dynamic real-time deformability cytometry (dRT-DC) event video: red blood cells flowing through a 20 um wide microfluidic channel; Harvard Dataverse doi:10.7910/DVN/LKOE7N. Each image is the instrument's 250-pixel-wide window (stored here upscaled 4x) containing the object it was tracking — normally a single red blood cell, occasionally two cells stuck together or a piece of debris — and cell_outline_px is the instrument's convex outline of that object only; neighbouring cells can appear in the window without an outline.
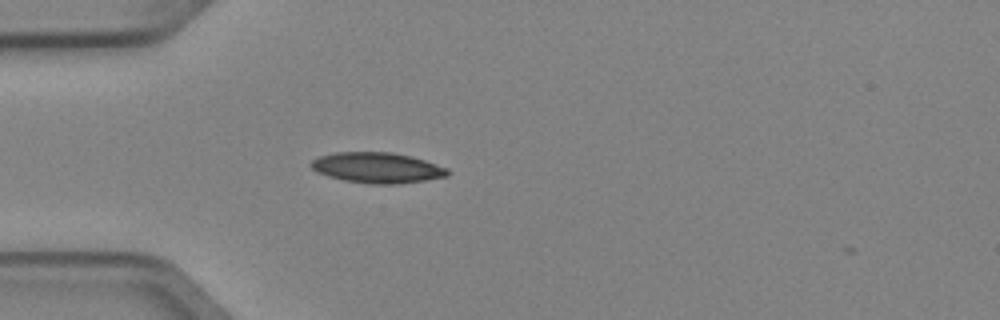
{"species": "Egyptian fruit bat (a non-hibernating species)", "species_latin": "Rousettus aegyptiacus", "temperature_condition": "cold", "stored_images_in_passage": 1, "camera_frame_rate_fps": 3000, "um_per_image_px": 0.085, "animal": {"sex": "female"}, "frame": {"image": 1, "passage_image": 1, "time_ms": 0.0, "image_size_px": [1000, 320], "cell_outline_px": [[452, 172], [448, 176], [424, 180], [396, 184], [368, 184], [344, 180], [328, 176], [316, 172], [308, 164], [312, 160], [320, 156], [336, 152], [392, 152], [412, 156], [448, 168]], "centroid_in_image_um": [32.07, 14.25], "position_along_channel_um": 52.9, "area_um2": 24.45}}